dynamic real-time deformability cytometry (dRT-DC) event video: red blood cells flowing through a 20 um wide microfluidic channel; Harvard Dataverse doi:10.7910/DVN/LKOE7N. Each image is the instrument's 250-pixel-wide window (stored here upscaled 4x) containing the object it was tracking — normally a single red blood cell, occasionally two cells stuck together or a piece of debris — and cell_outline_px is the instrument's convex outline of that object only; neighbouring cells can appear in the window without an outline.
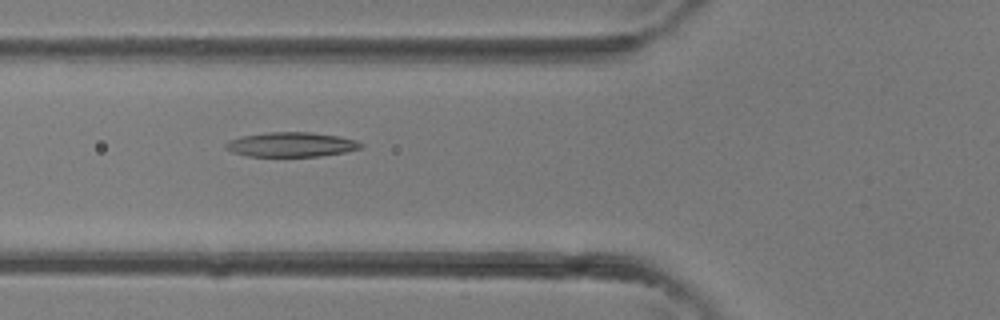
{"species": "common noctule bat (a hibernating species)", "species_latin": "Nyctalus noctula", "temperature_condition": "room temperature", "stored_images_in_passage": 5, "camera_frame_rate_fps": 3000, "um_per_image_px": 0.085, "animal": {"sex": "female"}, "frame": {"image": 1, "passage_image": 4, "time_ms": 1.0, "image_size_px": [1000, 320], "cell_outline_px": [[364, 148], [344, 152], [320, 156], [248, 156], [232, 152], [224, 148], [224, 144], [228, 140], [240, 136], [264, 132], [312, 132], [340, 136], [356, 140], [364, 144]], "centroid_in_image_um": [24.75, 12.27], "position_along_channel_um": 101.0, "area_um2": 19.65}}
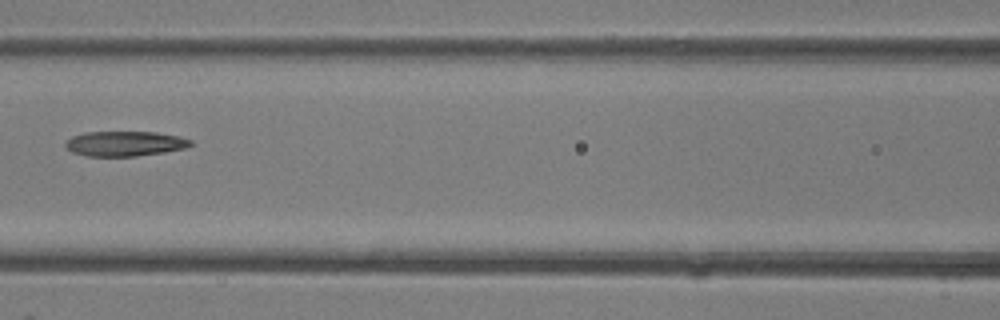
{"frame": {"image": 2, "passage_image": 5, "time_ms": 1.333, "image_size_px": [1000, 320], "cell_outline_px": [[196, 144], [184, 148], [164, 152], [136, 156], [84, 156], [72, 152], [64, 148], [64, 140], [72, 136], [84, 132], [156, 132], [180, 136], [192, 140]], "centroid_in_image_um": [10.58, 12.2], "position_along_channel_um": 156.0, "area_um2": 18.55}}